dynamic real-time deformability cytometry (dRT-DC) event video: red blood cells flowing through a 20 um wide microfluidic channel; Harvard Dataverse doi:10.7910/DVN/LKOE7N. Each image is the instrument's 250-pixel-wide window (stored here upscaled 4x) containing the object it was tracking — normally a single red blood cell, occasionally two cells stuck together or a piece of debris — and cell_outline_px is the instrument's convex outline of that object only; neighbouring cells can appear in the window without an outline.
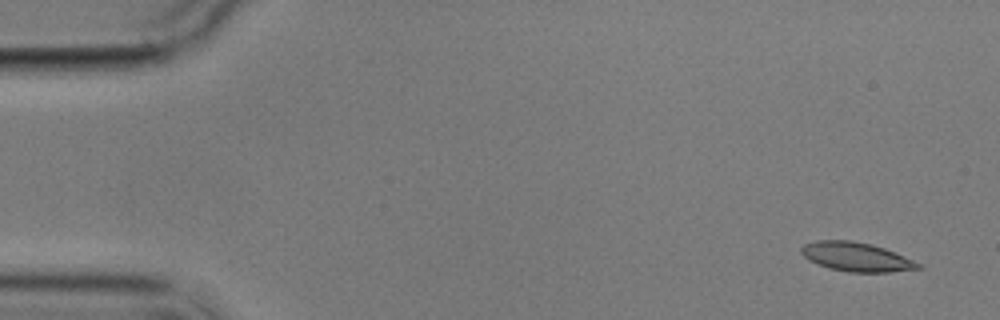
{"species": "common noctule bat (a hibernating species)", "species_latin": "Nyctalus noctula", "temperature_condition": "cold", "stored_images_in_passage": 5, "camera_frame_rate_fps": 3000, "um_per_image_px": 0.085, "animal": {"sex": "male", "body_mass_g": 17.9}, "frame": {"image": 1, "passage_image": 1, "time_ms": 0.0, "image_size_px": [1000, 320], "cell_outline_px": [[924, 268], [888, 272], [848, 272], [828, 268], [808, 260], [800, 252], [800, 248], [804, 244], [816, 240], [852, 240], [872, 244], [884, 248], [912, 260], [920, 264]], "centroid_in_image_um": [72.74, 21.83], "position_along_channel_um": 12.3, "area_um2": 19.77}}